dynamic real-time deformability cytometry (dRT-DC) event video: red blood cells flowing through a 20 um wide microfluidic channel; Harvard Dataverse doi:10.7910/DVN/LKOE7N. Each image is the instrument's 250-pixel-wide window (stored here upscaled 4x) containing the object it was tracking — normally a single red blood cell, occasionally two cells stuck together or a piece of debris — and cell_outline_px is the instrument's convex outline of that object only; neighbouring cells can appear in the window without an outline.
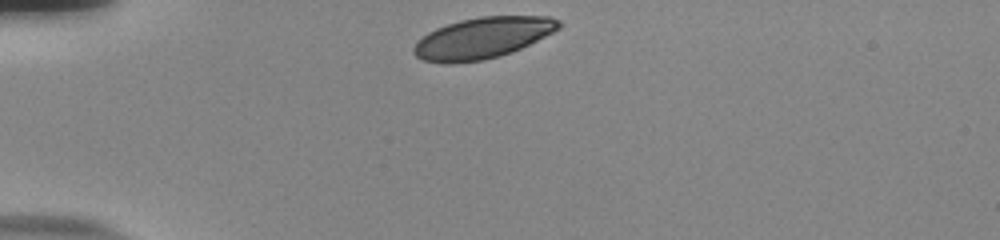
{"species": "human", "species_latin": "Homo sapiens", "temperature_condition": "room temperature", "stored_images_in_passage": 32, "camera_frame_rate_fps": 3000, "um_per_image_px": 0.085, "donor": {"sex": "male"}, "frame": {"image": 1, "passage_image": 1, "time_ms": 0.0, "image_size_px": [1000, 240], "cell_outline_px": [[560, 28], [512, 52], [500, 56], [484, 60], [448, 64], [444, 64], [424, 60], [416, 56], [412, 52], [412, 48], [416, 40], [428, 32], [436, 28], [460, 20], [480, 16], [548, 16], [560, 20]], "centroid_in_image_um": [40.96, 3.23], "position_along_channel_um": 44.0, "area_um2": 34.8}}
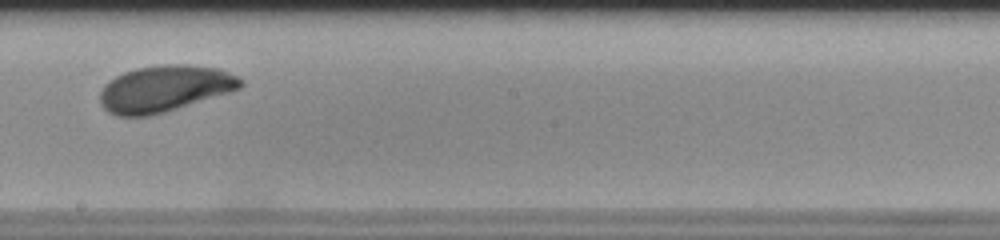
{"frame": {"image": 2, "passage_image": 19, "time_ms": 6.0, "image_size_px": [1000, 240], "cell_outline_px": [[244, 84], [240, 88], [232, 92], [164, 112], [148, 116], [116, 116], [108, 112], [100, 104], [100, 92], [104, 84], [116, 76], [124, 72], [136, 68], [164, 64], [188, 64], [220, 68], [244, 80]], "centroid_in_image_um": [14.01, 7.53], "position_along_channel_um": 234.2, "area_um2": 38.26}}
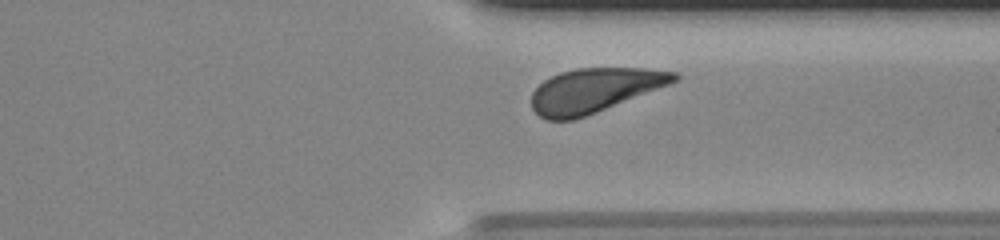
{"frame": {"image": 3, "passage_image": 29, "time_ms": 9.333, "image_size_px": [1000, 240], "cell_outline_px": [[680, 80], [596, 112], [572, 120], [548, 120], [540, 116], [532, 108], [532, 92], [544, 80], [560, 72], [576, 68], [640, 68], [676, 72], [680, 76]], "centroid_in_image_um": [50.52, 7.67], "position_along_channel_um": 360.9, "area_um2": 36.36}, "authors_computed_cell_mechanics": {"area_um2": 37.1076, "velocity_mm_per_s": 3.7924, "shape_relaxation_time_tau1_ms": 1.4087, "shape_relaxation_time_tau2_ms": null, "deformation_change_tau1": 0.0766, "deformation_change_tau2": null}}